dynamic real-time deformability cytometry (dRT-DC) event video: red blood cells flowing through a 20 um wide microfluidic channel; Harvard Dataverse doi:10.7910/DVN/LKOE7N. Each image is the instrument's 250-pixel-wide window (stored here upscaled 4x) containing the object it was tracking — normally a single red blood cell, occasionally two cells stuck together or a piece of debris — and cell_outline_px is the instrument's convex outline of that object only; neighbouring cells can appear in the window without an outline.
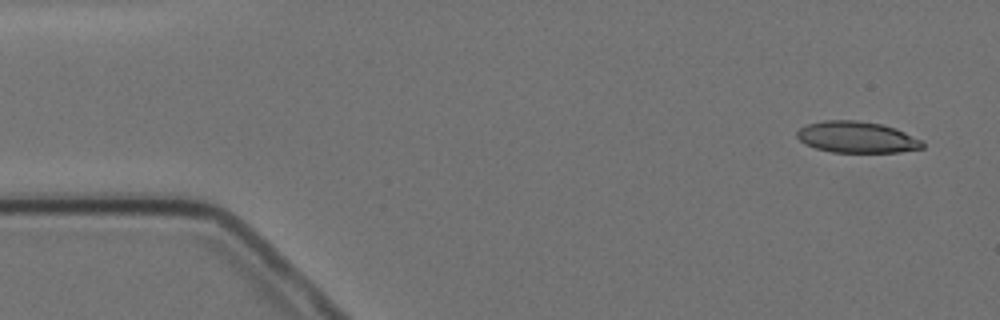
{"species": "Egyptian fruit bat (a non-hibernating species)", "species_latin": "Rousettus aegyptiacus", "temperature_condition": "cold", "stored_images_in_passage": 9, "camera_frame_rate_fps": 3000, "um_per_image_px": 0.085, "animal": {"sex": "female"}, "frame": {"image": 1, "passage_image": 1, "time_ms": 0.0, "image_size_px": [1000, 320], "cell_outline_px": [[924, 148], [900, 152], [832, 152], [816, 148], [804, 144], [796, 136], [796, 132], [800, 128], [808, 124], [824, 120], [860, 120], [884, 124], [896, 128], [924, 140]], "centroid_in_image_um": [72.87, 11.65], "position_along_channel_um": 12.1, "area_um2": 23.24}}
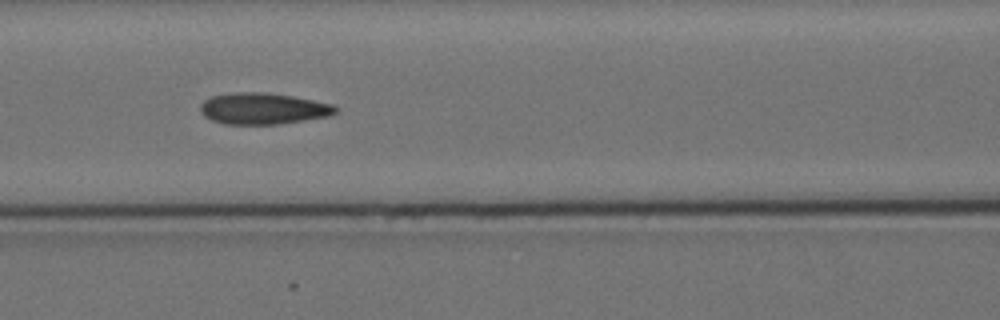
{"frame": {"image": 2, "passage_image": 6, "time_ms": 6.667, "image_size_px": [1000, 320], "cell_outline_px": [[336, 112], [332, 116], [280, 124], [224, 124], [212, 120], [204, 116], [200, 112], [200, 104], [204, 100], [212, 96], [232, 92], [264, 92], [292, 96], [332, 104], [336, 108]], "centroid_in_image_um": [22.34, 9.23], "position_along_channel_um": 144.3, "area_um2": 24.8}}
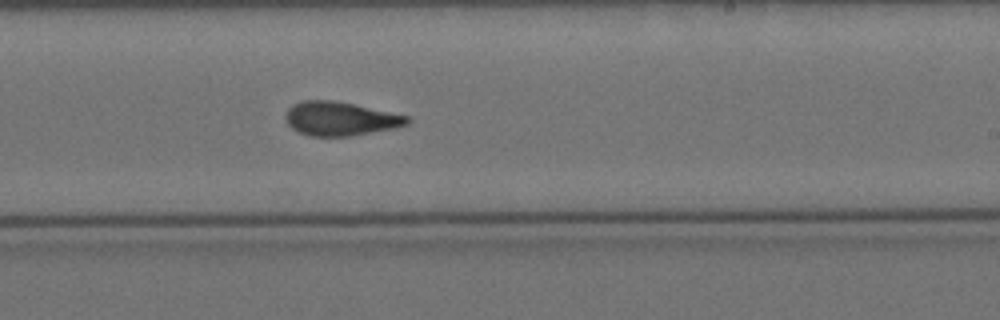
{"frame": {"image": 3, "passage_image": 9, "time_ms": 10.0, "image_size_px": [1000, 320], "cell_outline_px": [[412, 120], [408, 124], [396, 128], [352, 136], [312, 136], [300, 132], [292, 128], [288, 124], [284, 116], [288, 108], [292, 104], [300, 100], [332, 100], [352, 104], [408, 116]], "centroid_in_image_um": [28.91, 10.09], "position_along_channel_um": 260.1, "area_um2": 23.99}}